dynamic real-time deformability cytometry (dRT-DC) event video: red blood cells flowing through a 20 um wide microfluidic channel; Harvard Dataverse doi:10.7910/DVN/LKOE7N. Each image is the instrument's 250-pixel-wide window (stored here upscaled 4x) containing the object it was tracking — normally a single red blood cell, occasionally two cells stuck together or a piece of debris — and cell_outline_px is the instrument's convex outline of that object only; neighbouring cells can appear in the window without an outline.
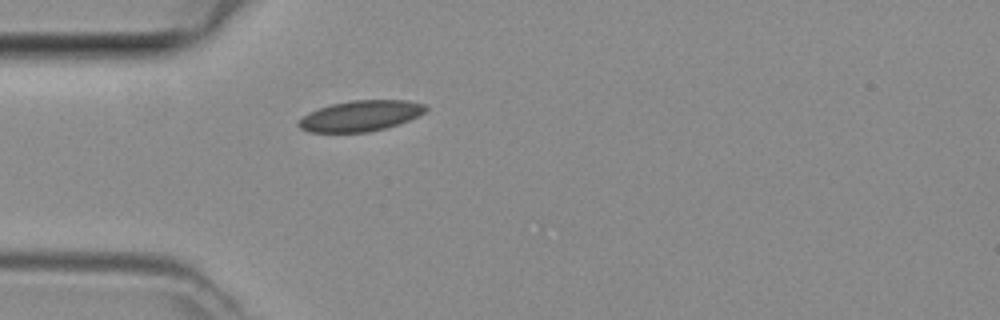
{"species": "common noctule bat (a hibernating species)", "species_latin": "Nyctalus noctula", "temperature_condition": "room temperature", "stored_images_in_passage": 1, "camera_frame_rate_fps": 3000, "um_per_image_px": 0.085, "animal": {"sex": "female", "body_mass_g": 29.2, "forearm_length_mm": 56.3}, "frame": {"image": 1, "passage_image": 1, "time_ms": 0.0, "image_size_px": [1000, 320], "cell_outline_px": [[428, 108], [424, 112], [408, 120], [384, 128], [368, 132], [308, 132], [300, 128], [296, 124], [296, 120], [308, 112], [332, 104], [352, 100], [408, 100], [424, 104]], "centroid_in_image_um": [30.58, 9.84], "position_along_channel_um": 54.4, "area_um2": 22.66}}